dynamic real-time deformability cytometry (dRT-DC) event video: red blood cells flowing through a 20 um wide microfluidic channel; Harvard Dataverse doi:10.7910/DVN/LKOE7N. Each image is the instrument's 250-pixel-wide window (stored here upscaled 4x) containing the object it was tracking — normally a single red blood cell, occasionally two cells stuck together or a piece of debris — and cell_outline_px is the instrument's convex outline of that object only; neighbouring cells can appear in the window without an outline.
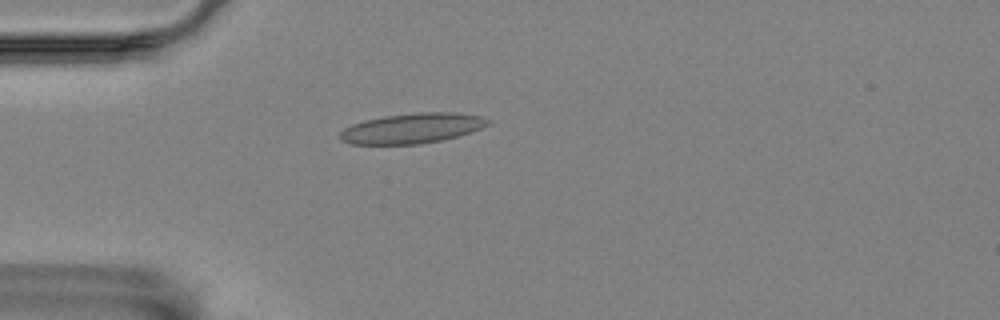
{"species": "Egyptian fruit bat (a non-hibernating species)", "species_latin": "Rousettus aegyptiacus", "temperature_condition": "room temperature", "stored_images_in_passage": 2, "camera_frame_rate_fps": 3000, "um_per_image_px": 0.085, "animal": {"sex": "female"}, "frame": {"image": 1, "passage_image": 1, "time_ms": 0.0, "image_size_px": [1000, 320], "cell_outline_px": [[492, 120], [488, 124], [480, 128], [456, 136], [440, 140], [420, 144], [348, 144], [340, 140], [340, 132], [344, 128], [352, 124], [364, 120], [384, 116], [420, 112], [456, 112], [480, 116]], "centroid_in_image_um": [34.99, 10.9], "position_along_channel_um": 50.0, "area_um2": 25.84}}